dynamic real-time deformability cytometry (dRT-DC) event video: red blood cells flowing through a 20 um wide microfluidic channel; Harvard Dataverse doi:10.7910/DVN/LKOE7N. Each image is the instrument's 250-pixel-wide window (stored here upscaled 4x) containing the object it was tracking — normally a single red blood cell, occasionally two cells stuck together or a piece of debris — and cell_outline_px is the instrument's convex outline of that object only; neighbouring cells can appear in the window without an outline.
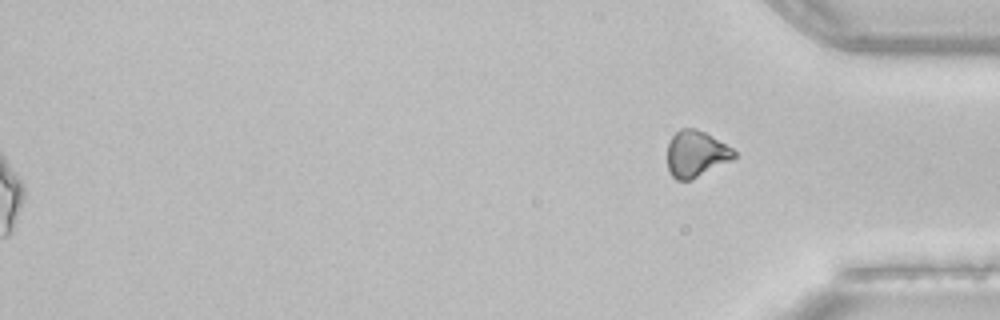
{"species": "common noctule bat (a hibernating species)", "species_latin": "Nyctalus noctula", "temperature_condition": "room temperature", "stored_images_in_passage": 38, "camera_frame_rate_fps": 3000, "um_per_image_px": 0.085, "animal": {"sex": "female", "body_mass_g": 22.7, "forearm_length_mm": 54.2}, "frame": {"image": 1, "passage_image": 38, "time_ms": 12.333, "image_size_px": [1000, 320], "cell_outline_px": [[736, 156], [732, 160], [692, 180], [676, 180], [668, 172], [668, 144], [672, 136], [680, 128], [696, 128], [712, 136], [732, 148], [736, 152]], "centroid_in_image_um": [59.15, 13.09], "position_along_channel_um": 376.0, "area_um2": 18.09}}